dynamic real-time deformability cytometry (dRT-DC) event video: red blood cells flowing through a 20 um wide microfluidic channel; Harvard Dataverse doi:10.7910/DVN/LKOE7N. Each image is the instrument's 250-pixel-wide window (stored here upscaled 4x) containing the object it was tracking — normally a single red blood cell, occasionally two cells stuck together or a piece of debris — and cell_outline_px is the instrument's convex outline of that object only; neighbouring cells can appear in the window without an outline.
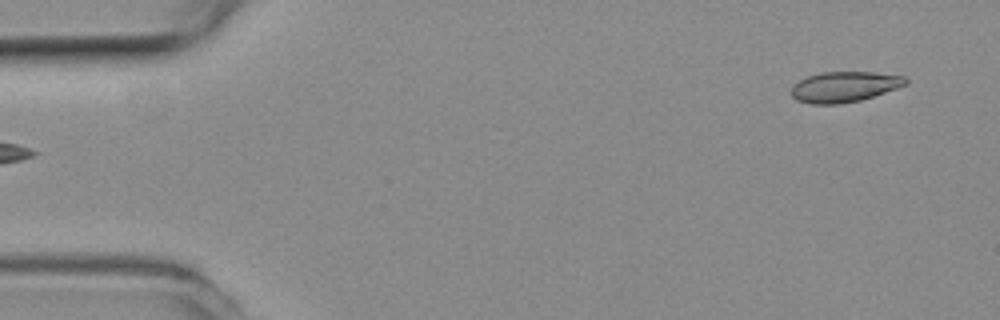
{"species": "common noctule bat (a hibernating species)", "species_latin": "Nyctalus noctula", "temperature_condition": "room temperature", "stored_images_in_passage": 3, "camera_frame_rate_fps": 3000, "um_per_image_px": 0.085, "animal": {"sex": "female", "body_mass_g": 19.3, "forearm_length_mm": 54.1}, "frame": {"image": 1, "passage_image": 3, "time_ms": 0.667, "image_size_px": [1000, 320], "cell_outline_px": [[908, 84], [860, 100], [840, 104], [812, 104], [796, 100], [792, 96], [792, 84], [808, 76], [820, 72], [876, 72], [904, 76], [908, 80]], "centroid_in_image_um": [71.76, 7.37], "position_along_channel_um": 13.2, "area_um2": 20.29}}